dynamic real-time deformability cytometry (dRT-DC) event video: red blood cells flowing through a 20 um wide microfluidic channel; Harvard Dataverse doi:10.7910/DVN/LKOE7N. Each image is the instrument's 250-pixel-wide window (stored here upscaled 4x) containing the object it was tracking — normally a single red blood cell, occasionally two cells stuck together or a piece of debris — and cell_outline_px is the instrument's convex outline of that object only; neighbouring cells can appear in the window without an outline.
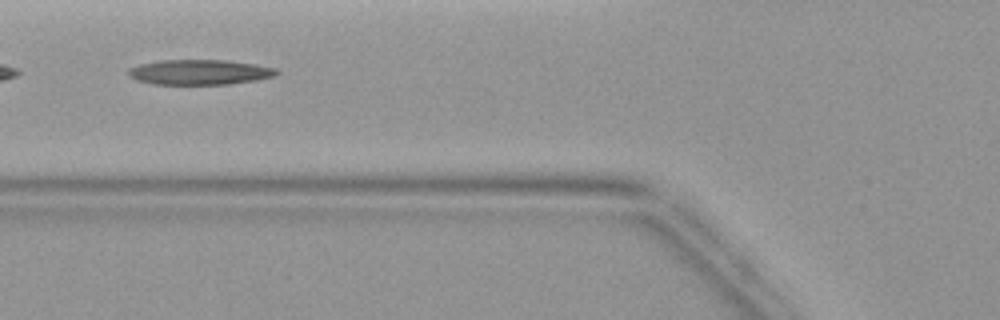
{"species": "common noctule bat (a hibernating species)", "species_latin": "Nyctalus noctula", "temperature_condition": "warm", "stored_images_in_passage": 4, "camera_frame_rate_fps": 3000, "um_per_image_px": 0.085, "animal": {"sex": "female", "body_mass_g": 19.9}, "frame": {"image": 1, "passage_image": 4, "time_ms": 5.0, "image_size_px": [1000, 320], "cell_outline_px": [[280, 72], [276, 76], [228, 84], [152, 84], [136, 80], [128, 76], [128, 68], [140, 64], [160, 60], [228, 60], [276, 68]], "centroid_in_image_um": [16.93, 6.13], "position_along_channel_um": 108.9, "area_um2": 21.62}}